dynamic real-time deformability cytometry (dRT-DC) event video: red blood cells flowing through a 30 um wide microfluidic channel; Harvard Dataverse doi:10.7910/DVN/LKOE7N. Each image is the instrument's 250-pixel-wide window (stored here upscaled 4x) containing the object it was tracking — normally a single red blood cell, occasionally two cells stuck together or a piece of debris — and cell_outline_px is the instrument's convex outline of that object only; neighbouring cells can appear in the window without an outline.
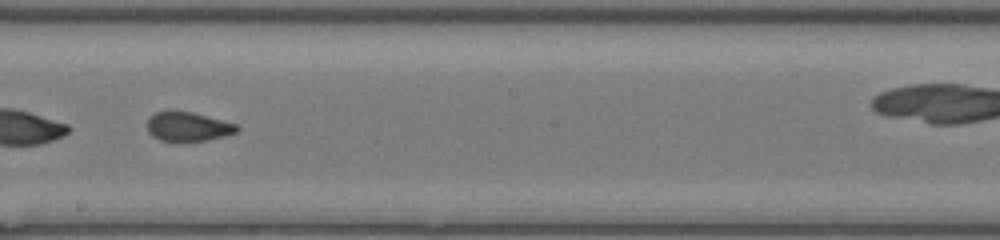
{"species": "common noctule bat (a hibernating species)", "species_latin": "Nyctalus noctula", "temperature_condition": "room temperature", "stored_images_in_passage": 48, "segment_of_instrument_passage": [2, 2], "camera_frame_rate_fps": 3000, "um_per_image_px": 0.085, "animal": {"sex": "female", "body_mass_g": 17.0, "forearm_length_mm": 48.0}, "frame": {"image": 1, "passage_image": 27, "time_ms": 8.667, "image_size_px": [1000, 240], "cell_outline_px": [[240, 128], [236, 132], [224, 136], [208, 140], [180, 144], [160, 140], [152, 136], [148, 132], [148, 116], [156, 112], [192, 112], [236, 124]], "centroid_in_image_um": [15.95, 10.82], "position_along_channel_um": 232.2, "area_um2": 15.55}}
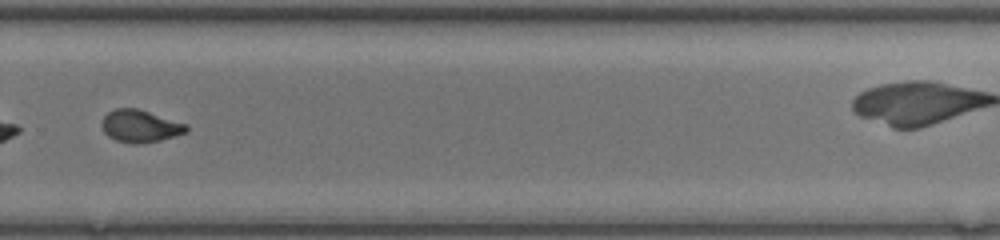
{"frame": {"image": 2, "passage_image": 33, "time_ms": 10.667, "image_size_px": [1000, 240], "cell_outline_px": [[188, 132], [160, 140], [140, 144], [136, 144], [116, 140], [108, 136], [104, 132], [104, 116], [108, 112], [116, 108], [136, 108], [188, 124]], "centroid_in_image_um": [11.96, 10.72], "position_along_channel_um": 317.8, "area_um2": 15.72}}